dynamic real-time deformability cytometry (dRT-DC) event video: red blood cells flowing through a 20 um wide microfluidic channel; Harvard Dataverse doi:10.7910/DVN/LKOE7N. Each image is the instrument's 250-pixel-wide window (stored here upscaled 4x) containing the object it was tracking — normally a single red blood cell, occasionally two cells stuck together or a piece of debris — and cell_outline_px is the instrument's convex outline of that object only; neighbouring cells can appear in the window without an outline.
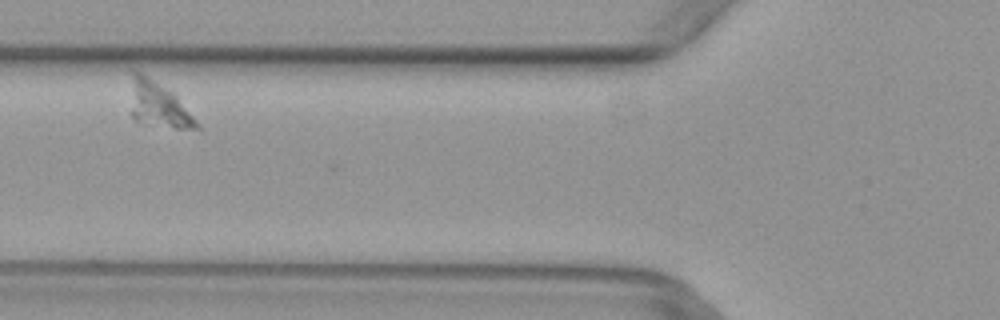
{"species": "common noctule bat (a hibernating species)", "species_latin": "Nyctalus noctula", "temperature_condition": "warm", "stored_images_in_passage": 6, "camera_frame_rate_fps": 3000, "um_per_image_px": 0.085, "animal": {"sex": "female", "body_mass_g": 29.2, "forearm_length_mm": 56.3}, "frame": {"image": 1, "passage_image": 2, "time_ms": 0.333, "image_size_px": [1000, 320], "cell_outline_px": [[204, 128], [176, 128], [136, 120], [132, 116], [132, 72], [140, 72], [172, 92], [176, 96]], "centroid_in_image_um": [13.51, 8.91], "position_along_channel_um": 112.3, "area_um2": 16.65}}
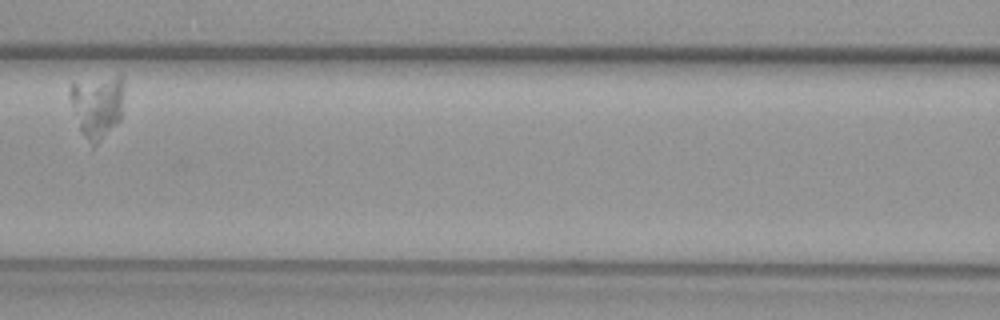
{"frame": {"image": 2, "passage_image": 3, "time_ms": 0.667, "image_size_px": [1000, 320], "cell_outline_px": [[124, 80], [120, 120], [92, 148], [80, 132], [68, 96], [72, 84], [120, 72], [124, 76]], "centroid_in_image_um": [8.27, 8.97], "position_along_channel_um": 158.3, "area_um2": 20.23}}
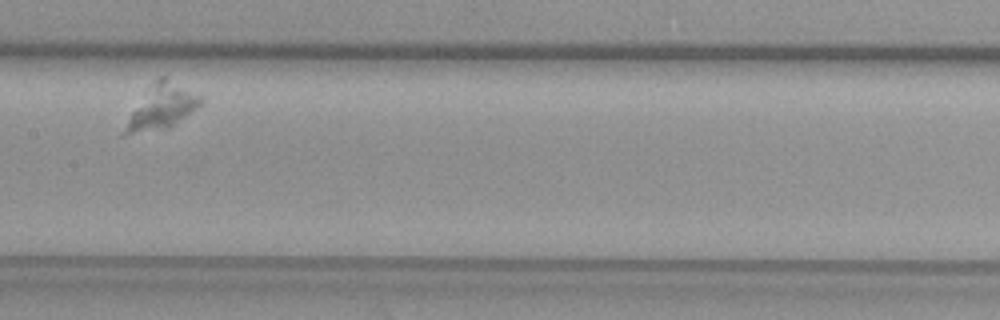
{"frame": {"image": 3, "passage_image": 4, "time_ms": 1.0, "image_size_px": [1000, 320], "cell_outline_px": [[204, 100], [196, 108], [168, 128], [120, 136], [120, 132], [132, 112], [156, 76], [164, 76], [204, 96]], "centroid_in_image_um": [13.74, 9.07], "position_along_channel_um": 193.7, "area_um2": 19.54}}